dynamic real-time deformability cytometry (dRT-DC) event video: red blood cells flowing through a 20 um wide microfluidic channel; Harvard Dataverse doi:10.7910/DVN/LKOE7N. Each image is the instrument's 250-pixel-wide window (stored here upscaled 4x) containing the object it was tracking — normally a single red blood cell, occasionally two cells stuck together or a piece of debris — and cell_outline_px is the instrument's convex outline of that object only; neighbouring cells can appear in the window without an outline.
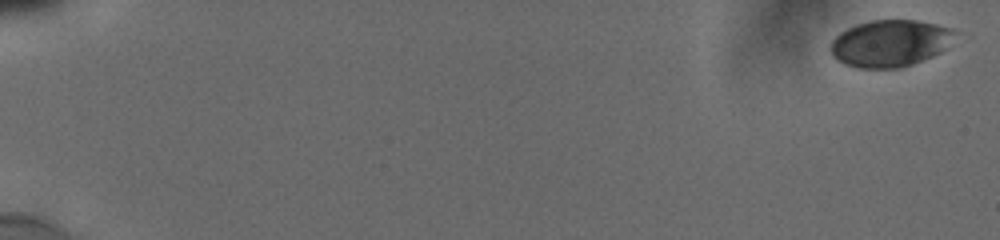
{"species": "human", "species_latin": "Homo sapiens", "temperature_condition": "cold", "stored_images_in_passage": 18, "camera_frame_rate_fps": 3000, "um_per_image_px": 0.085, "donor": {"sex": "male"}, "frame": {"image": 1, "passage_image": 1, "time_ms": 0.0, "image_size_px": [1000, 240], "cell_outline_px": [[952, 32], [940, 52], [932, 56], [912, 64], [900, 68], [860, 68], [844, 64], [836, 60], [832, 56], [828, 48], [832, 40], [840, 32], [856, 24], [872, 20], [916, 20], [936, 24], [952, 28]], "centroid_in_image_um": [75.53, 3.69], "position_along_channel_um": 9.5, "area_um2": 33.52}}
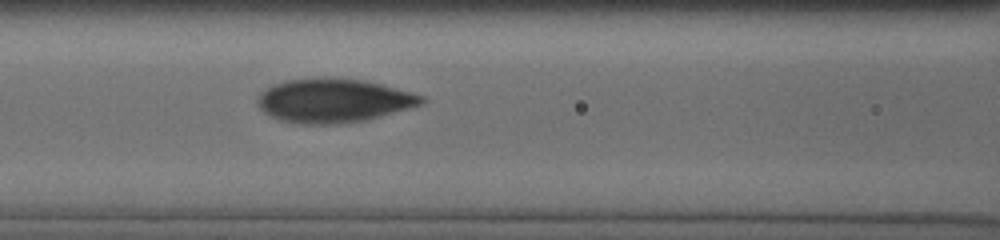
{"frame": {"image": 2, "passage_image": 16, "time_ms": 8.667, "image_size_px": [1000, 240], "cell_outline_px": [[424, 104], [364, 120], [336, 124], [300, 124], [280, 120], [264, 112], [256, 104], [256, 100], [260, 92], [276, 84], [288, 80], [364, 80], [380, 84], [424, 96]], "centroid_in_image_um": [28.33, 8.59], "position_along_channel_um": 138.3, "area_um2": 40.69}}
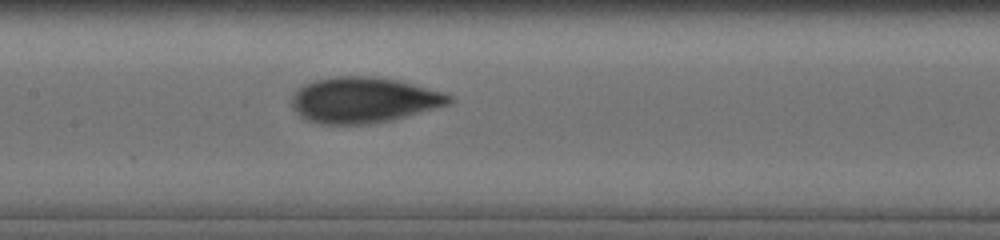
{"frame": {"image": 3, "passage_image": 18, "time_ms": 9.667, "image_size_px": [1000, 240], "cell_outline_px": [[452, 100], [448, 104], [392, 120], [368, 124], [320, 124], [308, 120], [300, 116], [292, 108], [292, 96], [304, 84], [316, 80], [332, 76], [376, 76], [396, 80], [444, 92], [452, 96]], "centroid_in_image_um": [30.88, 8.5], "position_along_channel_um": 176.5, "area_um2": 41.67}}